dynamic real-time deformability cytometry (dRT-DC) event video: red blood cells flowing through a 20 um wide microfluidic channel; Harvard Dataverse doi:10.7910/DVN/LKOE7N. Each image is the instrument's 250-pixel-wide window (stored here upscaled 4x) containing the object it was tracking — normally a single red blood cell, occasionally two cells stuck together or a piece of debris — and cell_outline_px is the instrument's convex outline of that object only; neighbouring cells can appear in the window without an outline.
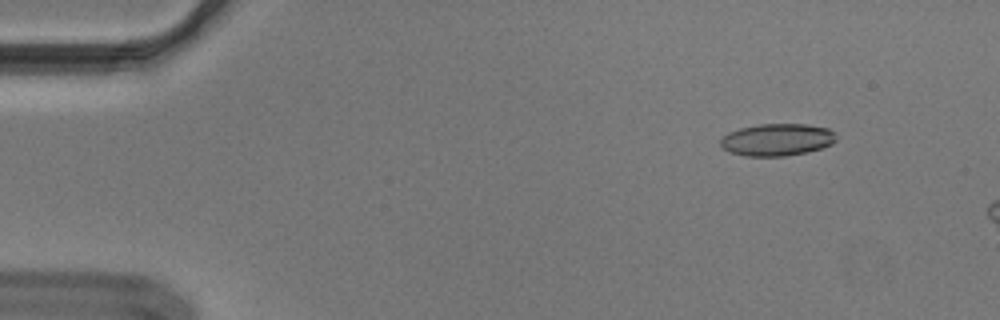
{"species": "Egyptian fruit bat (a non-hibernating species)", "species_latin": "Rousettus aegyptiacus", "temperature_condition": "cold", "stored_images_in_passage": 12, "camera_frame_rate_fps": 3000, "um_per_image_px": 0.085, "animal": {"sex": "male"}, "frame": {"image": 1, "passage_image": 6, "time_ms": 1.667, "image_size_px": [1000, 320], "cell_outline_px": [[836, 140], [832, 144], [808, 152], [784, 156], [744, 156], [728, 152], [720, 144], [720, 140], [728, 132], [740, 128], [760, 124], [808, 124], [828, 128], [836, 136]], "centroid_in_image_um": [66.04, 11.88], "position_along_channel_um": 19.0, "area_um2": 21.73}}